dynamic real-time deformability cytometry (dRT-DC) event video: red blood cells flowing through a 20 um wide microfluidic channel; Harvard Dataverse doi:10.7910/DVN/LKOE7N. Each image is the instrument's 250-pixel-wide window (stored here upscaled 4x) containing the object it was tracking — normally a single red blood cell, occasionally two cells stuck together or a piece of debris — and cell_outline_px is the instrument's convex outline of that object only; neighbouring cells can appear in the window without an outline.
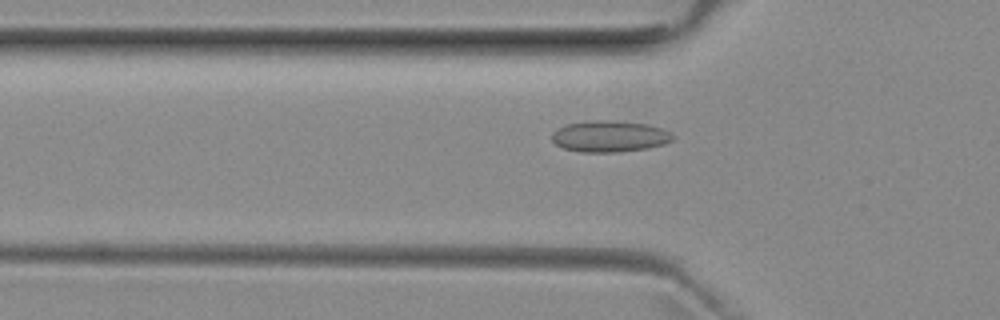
{"species": "common noctule bat (a hibernating species)", "species_latin": "Nyctalus noctula", "temperature_condition": "room temperature", "stored_images_in_passage": 52, "camera_frame_rate_fps": 3000, "um_per_image_px": 0.085, "animal": {"sex": "female", "body_mass_g": 29.2, "forearm_length_mm": 56.3}, "frame": {"image": 1, "passage_image": 17, "time_ms": 5.333, "image_size_px": [1000, 320], "cell_outline_px": [[672, 140], [664, 144], [648, 148], [620, 152], [580, 152], [564, 148], [556, 144], [552, 140], [552, 132], [556, 128], [568, 124], [592, 120], [612, 120], [648, 124], [664, 128], [672, 136]], "centroid_in_image_um": [51.8, 11.58], "position_along_channel_um": 74.0, "area_um2": 22.14}}
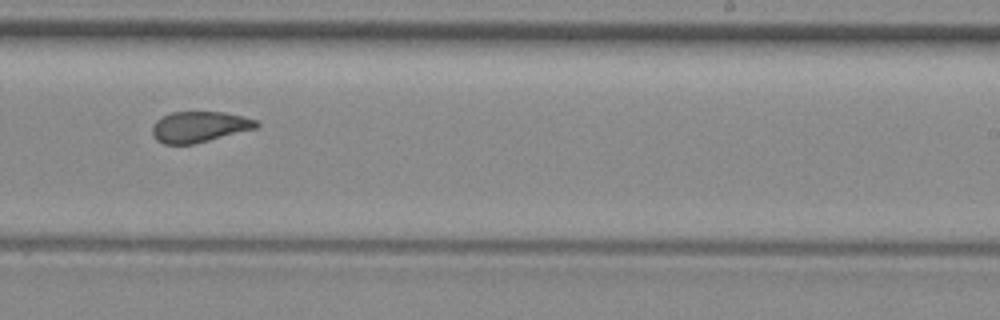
{"frame": {"image": 2, "passage_image": 32, "time_ms": 10.333, "image_size_px": [1000, 320], "cell_outline_px": [[260, 124], [256, 128], [196, 144], [164, 144], [156, 140], [152, 132], [152, 128], [156, 120], [160, 116], [172, 112], [224, 112], [244, 116], [256, 120]], "centroid_in_image_um": [16.94, 10.78], "position_along_channel_um": 272.1, "area_um2": 18.84}}
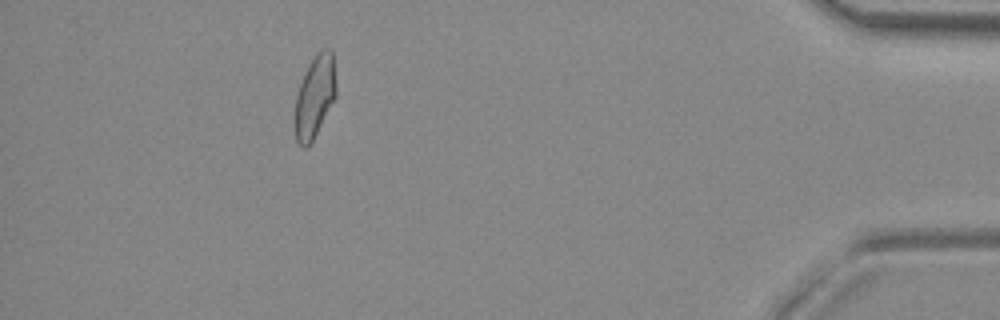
{"frame": {"image": 3, "passage_image": 47, "time_ms": 15.333, "image_size_px": [1000, 320], "cell_outline_px": [[336, 96], [312, 140], [304, 148], [296, 140], [296, 96], [304, 72], [308, 64], [316, 52], [320, 48], [332, 48], [336, 84]], "centroid_in_image_um": [26.78, 8.1], "position_along_channel_um": 408.4, "area_um2": 19.42}, "authors_computed_cell_mechanics": {"area_um2": 20.1144, "velocity_mm_per_s": 3.9542, "shape_relaxation_time_tau1_ms": null, "shape_relaxation_time_tau2_ms": 1.4739, "deformation_change_tau1": null, "deformation_change_tau2": 0.0784}}